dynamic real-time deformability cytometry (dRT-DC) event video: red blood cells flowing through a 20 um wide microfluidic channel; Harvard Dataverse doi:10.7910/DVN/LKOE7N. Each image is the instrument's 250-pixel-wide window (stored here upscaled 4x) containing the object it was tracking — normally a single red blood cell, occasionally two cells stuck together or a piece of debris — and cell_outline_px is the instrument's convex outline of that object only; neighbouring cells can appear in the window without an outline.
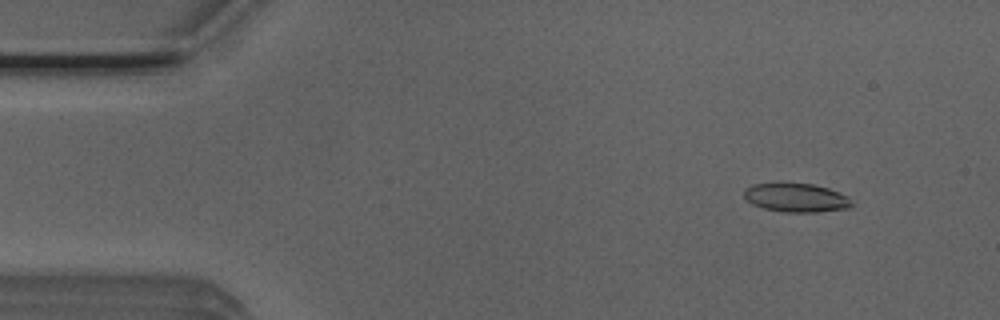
{"species": "Egyptian fruit bat (a non-hibernating species)", "species_latin": "Rousettus aegyptiacus", "temperature_condition": "room temperature", "stored_images_in_passage": 53, "segment_of_instrument_passage": [1, 2], "camera_frame_rate_fps": 3000, "um_per_image_px": 0.085, "animal": {"sex": "male"}, "frame": {"image": 1, "passage_image": 5, "time_ms": 1.333, "image_size_px": [1000, 320], "cell_outline_px": [[852, 208], [820, 212], [784, 212], [764, 208], [752, 204], [744, 196], [744, 188], [752, 184], [812, 184], [828, 188], [848, 196], [852, 204]], "centroid_in_image_um": [67.7, 16.82], "position_along_channel_um": 17.3, "area_um2": 17.92}}
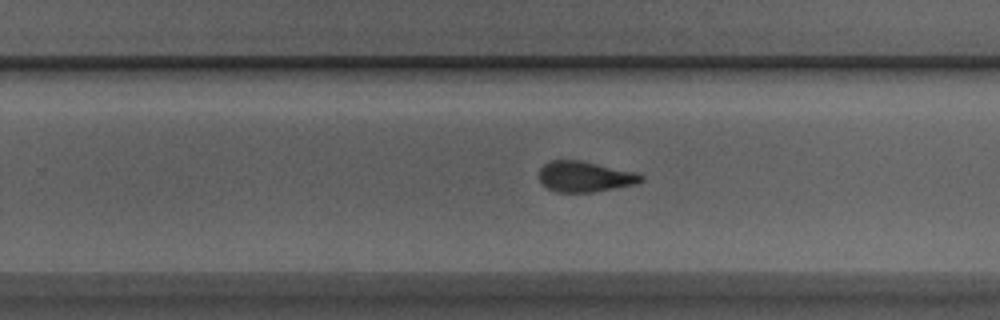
{"frame": {"image": 2, "passage_image": 32, "time_ms": 10.333, "image_size_px": [1000, 320], "cell_outline_px": [[644, 180], [636, 184], [592, 192], [556, 192], [540, 184], [540, 168], [544, 164], [552, 160], [580, 160], [636, 172], [644, 176]], "centroid_in_image_um": [49.71, 15.01], "position_along_channel_um": 280.1, "area_um2": 18.21}}
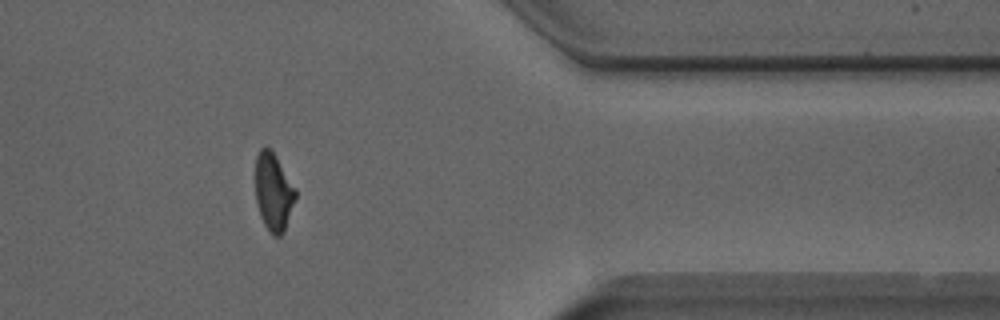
{"frame": {"image": 3, "passage_image": 42, "time_ms": 13.667, "image_size_px": [1000, 320], "cell_outline_px": [[296, 196], [284, 232], [280, 236], [272, 236], [264, 224], [260, 216], [256, 200], [256, 156], [260, 148], [268, 144], [276, 156], [296, 188]], "centroid_in_image_um": [23.24, 16.29], "position_along_channel_um": 388.2, "area_um2": 18.26}}